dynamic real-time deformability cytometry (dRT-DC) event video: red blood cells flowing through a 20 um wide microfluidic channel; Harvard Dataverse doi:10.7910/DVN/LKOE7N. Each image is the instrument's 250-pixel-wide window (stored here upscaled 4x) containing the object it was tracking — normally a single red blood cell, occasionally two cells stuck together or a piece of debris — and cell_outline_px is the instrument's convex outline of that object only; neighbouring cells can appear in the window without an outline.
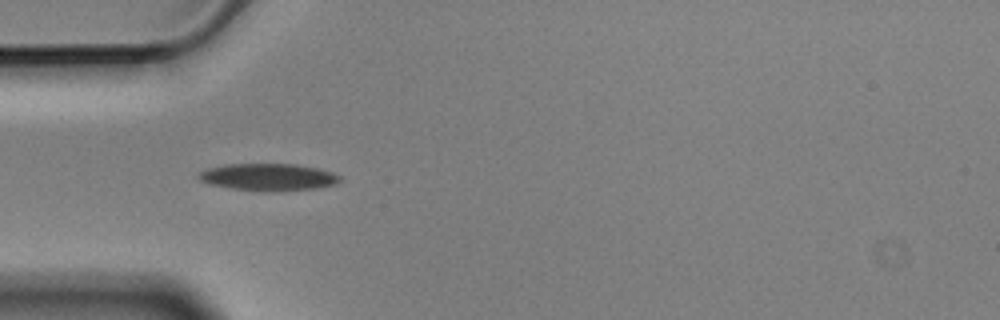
{"species": "Egyptian fruit bat (a non-hibernating species)", "species_latin": "Rousettus aegyptiacus", "temperature_condition": "cold", "stored_images_in_passage": 3, "camera_frame_rate_fps": 3000, "um_per_image_px": 0.085, "animal": {"sex": "male"}, "frame": {"image": 1, "passage_image": 2, "time_ms": 0.333, "image_size_px": [1000, 320], "cell_outline_px": [[344, 180], [336, 184], [316, 188], [232, 188], [208, 184], [200, 180], [200, 172], [208, 168], [224, 164], [296, 164], [320, 168], [332, 172], [340, 176]], "centroid_in_image_um": [22.85, 14.99], "position_along_channel_um": 62.2, "area_um2": 21.21}}
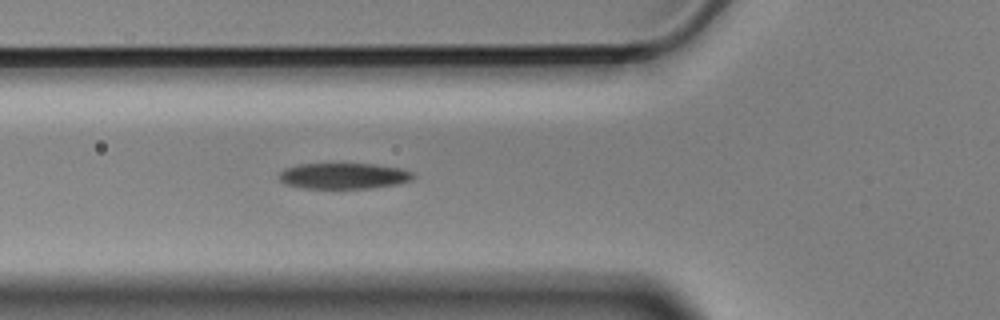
{"frame": {"image": 2, "passage_image": 3, "time_ms": 0.667, "image_size_px": [1000, 320], "cell_outline_px": [[416, 176], [412, 180], [396, 184], [368, 188], [304, 188], [284, 184], [280, 180], [280, 172], [284, 168], [300, 164], [372, 164], [400, 168], [412, 172]], "centroid_in_image_um": [29.21, 14.95], "position_along_channel_um": 96.6, "area_um2": 20.11}}